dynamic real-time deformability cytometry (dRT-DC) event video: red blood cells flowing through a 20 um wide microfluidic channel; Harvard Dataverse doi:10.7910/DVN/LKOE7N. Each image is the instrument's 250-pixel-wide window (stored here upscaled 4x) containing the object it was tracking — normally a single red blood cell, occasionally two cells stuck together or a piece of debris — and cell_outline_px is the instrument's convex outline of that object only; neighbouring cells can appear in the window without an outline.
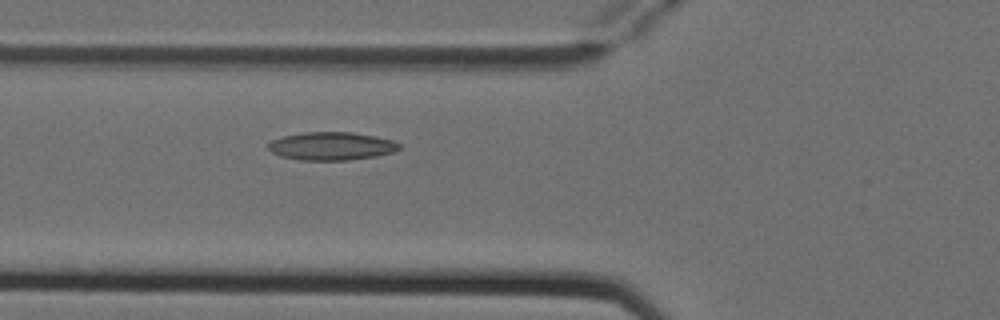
{"species": "Egyptian fruit bat (a non-hibernating species)", "species_latin": "Rousettus aegyptiacus", "temperature_condition": "cold", "stored_images_in_passage": 4, "camera_frame_rate_fps": 3000, "um_per_image_px": 0.085, "animal": {"sex": "female"}, "frame": {"image": 1, "passage_image": 4, "time_ms": 1.0, "image_size_px": [1000, 320], "cell_outline_px": [[400, 148], [392, 152], [376, 156], [348, 160], [300, 160], [280, 156], [272, 152], [268, 148], [268, 144], [272, 140], [284, 136], [304, 132], [352, 132], [376, 136], [392, 140], [400, 144]], "centroid_in_image_um": [28.17, 12.41], "position_along_channel_um": 97.6, "area_um2": 21.39}}